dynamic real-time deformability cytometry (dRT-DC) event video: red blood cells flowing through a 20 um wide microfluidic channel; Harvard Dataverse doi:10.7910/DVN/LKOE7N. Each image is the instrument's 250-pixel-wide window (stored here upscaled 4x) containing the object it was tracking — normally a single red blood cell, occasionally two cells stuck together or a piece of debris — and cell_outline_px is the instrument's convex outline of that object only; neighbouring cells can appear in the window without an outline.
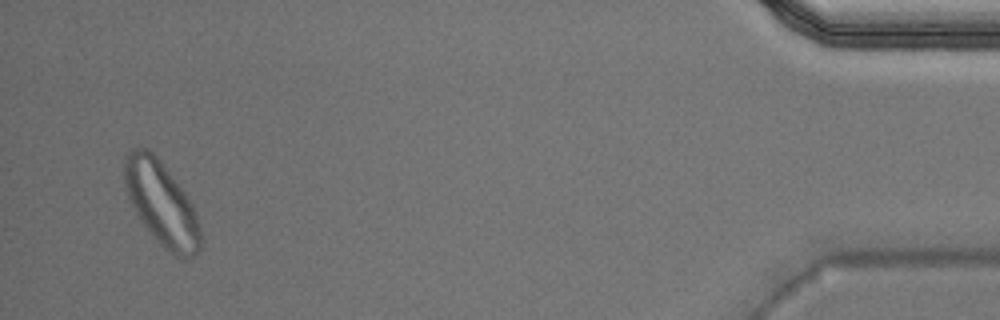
{"species": "Egyptian fruit bat (a non-hibernating species)", "species_latin": "Rousettus aegyptiacus", "temperature_condition": "warm", "stored_images_in_passage": 37, "segment_of_instrument_passage": [2, 2], "camera_frame_rate_fps": 3000, "um_per_image_px": 0.085, "animal": {"sex": "male"}, "frame": {"image": 1, "passage_image": 35, "time_ms": 11.333, "image_size_px": [1000, 320], "cell_outline_px": [[204, 240], [196, 256], [188, 260], [184, 260], [168, 252], [156, 240], [144, 224], [136, 212], [128, 196], [124, 184], [124, 160], [128, 152], [132, 148], [148, 148], [156, 156], [176, 180], [192, 204], [200, 224]], "centroid_in_image_um": [13.77, 17.35], "position_along_channel_um": 421.4, "area_um2": 37.4}}